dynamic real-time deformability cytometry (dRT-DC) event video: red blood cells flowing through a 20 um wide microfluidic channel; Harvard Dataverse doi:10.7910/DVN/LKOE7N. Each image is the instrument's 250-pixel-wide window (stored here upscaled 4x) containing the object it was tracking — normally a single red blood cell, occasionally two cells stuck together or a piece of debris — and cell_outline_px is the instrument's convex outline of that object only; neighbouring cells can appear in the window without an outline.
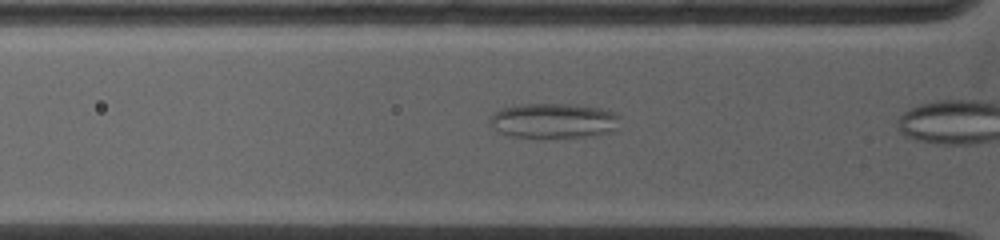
{"species": "common noctule bat (a hibernating species)", "species_latin": "Nyctalus noctula", "temperature_condition": "warm", "stored_images_in_passage": 17, "camera_frame_rate_fps": 5000, "um_per_image_px": 0.085, "animal": {"sex": "female", "body_mass_g": 19.0, "forearm_length_mm": 53.3}, "frame": {"image": 1, "passage_image": 8, "time_ms": 1.4, "image_size_px": [1000, 240], "cell_outline_px": [[620, 116], [616, 128], [608, 132], [592, 136], [544, 140], [508, 136], [500, 132], [488, 124], [488, 120], [492, 112], [500, 108], [512, 104], [568, 104], [600, 108], [616, 112]], "centroid_in_image_um": [46.97, 10.29], "position_along_channel_um": 78.8, "area_um2": 27.63}}